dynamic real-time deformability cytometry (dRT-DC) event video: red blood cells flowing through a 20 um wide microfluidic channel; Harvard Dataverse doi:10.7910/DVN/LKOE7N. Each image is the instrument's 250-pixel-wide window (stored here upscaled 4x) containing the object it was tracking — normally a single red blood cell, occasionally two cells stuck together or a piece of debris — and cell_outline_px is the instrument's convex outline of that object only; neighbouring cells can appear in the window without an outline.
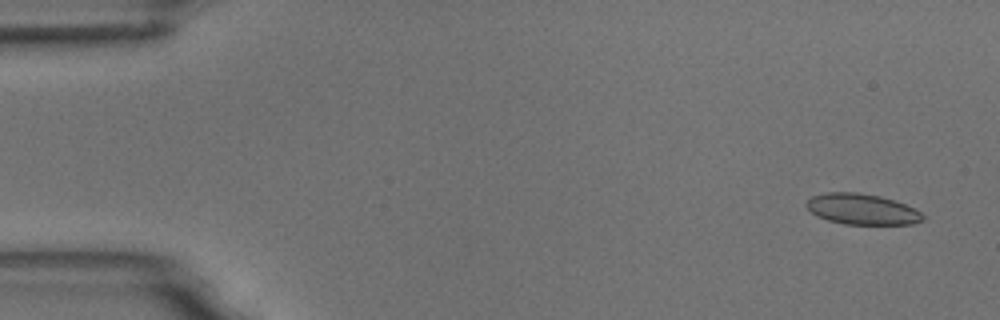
{"species": "common noctule bat (a hibernating species)", "species_latin": "Nyctalus noctula", "temperature_condition": "room temperature", "stored_images_in_passage": 4, "camera_frame_rate_fps": 3000, "um_per_image_px": 0.085, "animal": {"sex": "male", "body_mass_g": 18.8}, "frame": {"image": 1, "passage_image": 1, "time_ms": 0.0, "image_size_px": [1000, 320], "cell_outline_px": [[924, 220], [912, 224], [844, 224], [828, 220], [816, 216], [804, 204], [812, 196], [828, 192], [856, 192], [880, 196], [904, 204], [920, 212], [924, 216]], "centroid_in_image_um": [73.24, 17.78], "position_along_channel_um": 11.8, "area_um2": 20.69}}